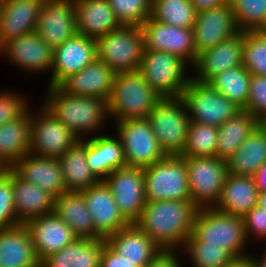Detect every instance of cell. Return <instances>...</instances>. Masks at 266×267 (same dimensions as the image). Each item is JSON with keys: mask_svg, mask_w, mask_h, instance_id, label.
<instances>
[{"mask_svg": "<svg viewBox=\"0 0 266 267\" xmlns=\"http://www.w3.org/2000/svg\"><path fill=\"white\" fill-rule=\"evenodd\" d=\"M218 127L190 122L182 157H216Z\"/></svg>", "mask_w": 266, "mask_h": 267, "instance_id": "cell-40", "label": "cell"}, {"mask_svg": "<svg viewBox=\"0 0 266 267\" xmlns=\"http://www.w3.org/2000/svg\"><path fill=\"white\" fill-rule=\"evenodd\" d=\"M259 207L266 210V192H262L258 194V204Z\"/></svg>", "mask_w": 266, "mask_h": 267, "instance_id": "cell-54", "label": "cell"}, {"mask_svg": "<svg viewBox=\"0 0 266 267\" xmlns=\"http://www.w3.org/2000/svg\"><path fill=\"white\" fill-rule=\"evenodd\" d=\"M260 125H261V126L265 129V131H266V121L260 123Z\"/></svg>", "mask_w": 266, "mask_h": 267, "instance_id": "cell-56", "label": "cell"}, {"mask_svg": "<svg viewBox=\"0 0 266 267\" xmlns=\"http://www.w3.org/2000/svg\"><path fill=\"white\" fill-rule=\"evenodd\" d=\"M115 135L120 139L126 167L145 168L163 159L166 154L147 119L114 122Z\"/></svg>", "mask_w": 266, "mask_h": 267, "instance_id": "cell-12", "label": "cell"}, {"mask_svg": "<svg viewBox=\"0 0 266 267\" xmlns=\"http://www.w3.org/2000/svg\"><path fill=\"white\" fill-rule=\"evenodd\" d=\"M38 107L31 108L29 153L59 159L80 139L42 103Z\"/></svg>", "mask_w": 266, "mask_h": 267, "instance_id": "cell-10", "label": "cell"}, {"mask_svg": "<svg viewBox=\"0 0 266 267\" xmlns=\"http://www.w3.org/2000/svg\"><path fill=\"white\" fill-rule=\"evenodd\" d=\"M20 225L14 209L12 169L5 168L0 174V229Z\"/></svg>", "mask_w": 266, "mask_h": 267, "instance_id": "cell-44", "label": "cell"}, {"mask_svg": "<svg viewBox=\"0 0 266 267\" xmlns=\"http://www.w3.org/2000/svg\"><path fill=\"white\" fill-rule=\"evenodd\" d=\"M144 50L163 51L178 55L191 67L198 54L194 46L193 29L171 26L149 17L142 25Z\"/></svg>", "mask_w": 266, "mask_h": 267, "instance_id": "cell-15", "label": "cell"}, {"mask_svg": "<svg viewBox=\"0 0 266 267\" xmlns=\"http://www.w3.org/2000/svg\"><path fill=\"white\" fill-rule=\"evenodd\" d=\"M191 201L198 208H212L218 202L226 177L227 162L218 157H184Z\"/></svg>", "mask_w": 266, "mask_h": 267, "instance_id": "cell-11", "label": "cell"}, {"mask_svg": "<svg viewBox=\"0 0 266 267\" xmlns=\"http://www.w3.org/2000/svg\"><path fill=\"white\" fill-rule=\"evenodd\" d=\"M239 31L266 29V0H228Z\"/></svg>", "mask_w": 266, "mask_h": 267, "instance_id": "cell-42", "label": "cell"}, {"mask_svg": "<svg viewBox=\"0 0 266 267\" xmlns=\"http://www.w3.org/2000/svg\"><path fill=\"white\" fill-rule=\"evenodd\" d=\"M35 32L53 50L77 34L74 0H45Z\"/></svg>", "mask_w": 266, "mask_h": 267, "instance_id": "cell-18", "label": "cell"}, {"mask_svg": "<svg viewBox=\"0 0 266 267\" xmlns=\"http://www.w3.org/2000/svg\"><path fill=\"white\" fill-rule=\"evenodd\" d=\"M191 66L178 55L144 50L139 72L162 98L181 97L192 75ZM187 68V69H186ZM188 70V73H186Z\"/></svg>", "mask_w": 266, "mask_h": 267, "instance_id": "cell-5", "label": "cell"}, {"mask_svg": "<svg viewBox=\"0 0 266 267\" xmlns=\"http://www.w3.org/2000/svg\"><path fill=\"white\" fill-rule=\"evenodd\" d=\"M259 123L266 121V76L251 75L246 108Z\"/></svg>", "mask_w": 266, "mask_h": 267, "instance_id": "cell-46", "label": "cell"}, {"mask_svg": "<svg viewBox=\"0 0 266 267\" xmlns=\"http://www.w3.org/2000/svg\"><path fill=\"white\" fill-rule=\"evenodd\" d=\"M100 267H137L127 257L118 255L107 244L101 254Z\"/></svg>", "mask_w": 266, "mask_h": 267, "instance_id": "cell-49", "label": "cell"}, {"mask_svg": "<svg viewBox=\"0 0 266 267\" xmlns=\"http://www.w3.org/2000/svg\"><path fill=\"white\" fill-rule=\"evenodd\" d=\"M243 32L200 53L192 66V78L208 83L226 70L243 65ZM195 72V73H194ZM194 73V74H193Z\"/></svg>", "mask_w": 266, "mask_h": 267, "instance_id": "cell-19", "label": "cell"}, {"mask_svg": "<svg viewBox=\"0 0 266 267\" xmlns=\"http://www.w3.org/2000/svg\"><path fill=\"white\" fill-rule=\"evenodd\" d=\"M54 50L32 32L17 38H12L0 47V56L9 64L25 74L42 75L44 72L51 75Z\"/></svg>", "mask_w": 266, "mask_h": 267, "instance_id": "cell-14", "label": "cell"}, {"mask_svg": "<svg viewBox=\"0 0 266 267\" xmlns=\"http://www.w3.org/2000/svg\"><path fill=\"white\" fill-rule=\"evenodd\" d=\"M97 59L96 39L80 33L54 49L53 66L47 87L59 86L71 74L81 71Z\"/></svg>", "mask_w": 266, "mask_h": 267, "instance_id": "cell-16", "label": "cell"}, {"mask_svg": "<svg viewBox=\"0 0 266 267\" xmlns=\"http://www.w3.org/2000/svg\"><path fill=\"white\" fill-rule=\"evenodd\" d=\"M86 160L94 175L103 181L111 172L126 167L123 146L113 134H103L86 139Z\"/></svg>", "mask_w": 266, "mask_h": 267, "instance_id": "cell-27", "label": "cell"}, {"mask_svg": "<svg viewBox=\"0 0 266 267\" xmlns=\"http://www.w3.org/2000/svg\"><path fill=\"white\" fill-rule=\"evenodd\" d=\"M59 162L67 192H82L100 182L87 164L86 139L69 148Z\"/></svg>", "mask_w": 266, "mask_h": 267, "instance_id": "cell-34", "label": "cell"}, {"mask_svg": "<svg viewBox=\"0 0 266 267\" xmlns=\"http://www.w3.org/2000/svg\"><path fill=\"white\" fill-rule=\"evenodd\" d=\"M96 42L97 59L116 74L139 70L144 51L141 26L121 25Z\"/></svg>", "mask_w": 266, "mask_h": 267, "instance_id": "cell-6", "label": "cell"}, {"mask_svg": "<svg viewBox=\"0 0 266 267\" xmlns=\"http://www.w3.org/2000/svg\"><path fill=\"white\" fill-rule=\"evenodd\" d=\"M181 250L161 249L145 267H183Z\"/></svg>", "mask_w": 266, "mask_h": 267, "instance_id": "cell-48", "label": "cell"}, {"mask_svg": "<svg viewBox=\"0 0 266 267\" xmlns=\"http://www.w3.org/2000/svg\"><path fill=\"white\" fill-rule=\"evenodd\" d=\"M105 241L114 252L127 257L137 267H145L161 250L135 223L108 236Z\"/></svg>", "mask_w": 266, "mask_h": 267, "instance_id": "cell-26", "label": "cell"}, {"mask_svg": "<svg viewBox=\"0 0 266 267\" xmlns=\"http://www.w3.org/2000/svg\"><path fill=\"white\" fill-rule=\"evenodd\" d=\"M54 212L71 228L77 238L102 239L95 231L82 192H64L55 198Z\"/></svg>", "mask_w": 266, "mask_h": 267, "instance_id": "cell-32", "label": "cell"}, {"mask_svg": "<svg viewBox=\"0 0 266 267\" xmlns=\"http://www.w3.org/2000/svg\"><path fill=\"white\" fill-rule=\"evenodd\" d=\"M190 1L195 6L196 11L198 12L205 9L219 7L224 3H226L228 0H190Z\"/></svg>", "mask_w": 266, "mask_h": 267, "instance_id": "cell-50", "label": "cell"}, {"mask_svg": "<svg viewBox=\"0 0 266 267\" xmlns=\"http://www.w3.org/2000/svg\"><path fill=\"white\" fill-rule=\"evenodd\" d=\"M228 173L254 176L266 162V131L259 124L238 150L226 161Z\"/></svg>", "mask_w": 266, "mask_h": 267, "instance_id": "cell-35", "label": "cell"}, {"mask_svg": "<svg viewBox=\"0 0 266 267\" xmlns=\"http://www.w3.org/2000/svg\"><path fill=\"white\" fill-rule=\"evenodd\" d=\"M191 267H225L234 257L223 246L205 245L191 234L181 247Z\"/></svg>", "mask_w": 266, "mask_h": 267, "instance_id": "cell-39", "label": "cell"}, {"mask_svg": "<svg viewBox=\"0 0 266 267\" xmlns=\"http://www.w3.org/2000/svg\"><path fill=\"white\" fill-rule=\"evenodd\" d=\"M162 99L137 71L117 73L108 99V113L113 122L147 119Z\"/></svg>", "mask_w": 266, "mask_h": 267, "instance_id": "cell-3", "label": "cell"}, {"mask_svg": "<svg viewBox=\"0 0 266 267\" xmlns=\"http://www.w3.org/2000/svg\"><path fill=\"white\" fill-rule=\"evenodd\" d=\"M31 107L19 119L0 126V163L11 168L30 152Z\"/></svg>", "mask_w": 266, "mask_h": 267, "instance_id": "cell-33", "label": "cell"}, {"mask_svg": "<svg viewBox=\"0 0 266 267\" xmlns=\"http://www.w3.org/2000/svg\"><path fill=\"white\" fill-rule=\"evenodd\" d=\"M243 220L247 240L250 242L255 239V242L261 243L264 241L266 245V210L256 205L243 217Z\"/></svg>", "mask_w": 266, "mask_h": 267, "instance_id": "cell-47", "label": "cell"}, {"mask_svg": "<svg viewBox=\"0 0 266 267\" xmlns=\"http://www.w3.org/2000/svg\"><path fill=\"white\" fill-rule=\"evenodd\" d=\"M78 33L98 39L121 26L108 0H74Z\"/></svg>", "mask_w": 266, "mask_h": 267, "instance_id": "cell-28", "label": "cell"}, {"mask_svg": "<svg viewBox=\"0 0 266 267\" xmlns=\"http://www.w3.org/2000/svg\"><path fill=\"white\" fill-rule=\"evenodd\" d=\"M5 0H0V6H1V4L4 2Z\"/></svg>", "mask_w": 266, "mask_h": 267, "instance_id": "cell-57", "label": "cell"}, {"mask_svg": "<svg viewBox=\"0 0 266 267\" xmlns=\"http://www.w3.org/2000/svg\"><path fill=\"white\" fill-rule=\"evenodd\" d=\"M225 267H256V262L251 254L243 257L234 258Z\"/></svg>", "mask_w": 266, "mask_h": 267, "instance_id": "cell-52", "label": "cell"}, {"mask_svg": "<svg viewBox=\"0 0 266 267\" xmlns=\"http://www.w3.org/2000/svg\"><path fill=\"white\" fill-rule=\"evenodd\" d=\"M95 231L104 239L130 223L120 213L109 187L100 181L82 191Z\"/></svg>", "mask_w": 266, "mask_h": 267, "instance_id": "cell-21", "label": "cell"}, {"mask_svg": "<svg viewBox=\"0 0 266 267\" xmlns=\"http://www.w3.org/2000/svg\"><path fill=\"white\" fill-rule=\"evenodd\" d=\"M257 118L242 109L218 127L216 157L227 161L259 125Z\"/></svg>", "mask_w": 266, "mask_h": 267, "instance_id": "cell-36", "label": "cell"}, {"mask_svg": "<svg viewBox=\"0 0 266 267\" xmlns=\"http://www.w3.org/2000/svg\"><path fill=\"white\" fill-rule=\"evenodd\" d=\"M25 96L23 92L19 94L18 91L15 92V90L8 88L0 90V126L9 121L19 119L30 109L31 100Z\"/></svg>", "mask_w": 266, "mask_h": 267, "instance_id": "cell-45", "label": "cell"}, {"mask_svg": "<svg viewBox=\"0 0 266 267\" xmlns=\"http://www.w3.org/2000/svg\"><path fill=\"white\" fill-rule=\"evenodd\" d=\"M146 202L191 200L184 157L166 155L144 168Z\"/></svg>", "mask_w": 266, "mask_h": 267, "instance_id": "cell-7", "label": "cell"}, {"mask_svg": "<svg viewBox=\"0 0 266 267\" xmlns=\"http://www.w3.org/2000/svg\"><path fill=\"white\" fill-rule=\"evenodd\" d=\"M116 73L96 59L81 71L71 74L59 86L77 96L96 97L108 101Z\"/></svg>", "mask_w": 266, "mask_h": 267, "instance_id": "cell-24", "label": "cell"}, {"mask_svg": "<svg viewBox=\"0 0 266 267\" xmlns=\"http://www.w3.org/2000/svg\"><path fill=\"white\" fill-rule=\"evenodd\" d=\"M5 171V166L0 163V174Z\"/></svg>", "mask_w": 266, "mask_h": 267, "instance_id": "cell-55", "label": "cell"}, {"mask_svg": "<svg viewBox=\"0 0 266 267\" xmlns=\"http://www.w3.org/2000/svg\"><path fill=\"white\" fill-rule=\"evenodd\" d=\"M106 244L104 238H76L60 251L39 260L38 267H100L101 254Z\"/></svg>", "mask_w": 266, "mask_h": 267, "instance_id": "cell-31", "label": "cell"}, {"mask_svg": "<svg viewBox=\"0 0 266 267\" xmlns=\"http://www.w3.org/2000/svg\"><path fill=\"white\" fill-rule=\"evenodd\" d=\"M264 247L263 249H265ZM264 252L259 256L258 254H252V257L254 258L256 262V267H266V250H263Z\"/></svg>", "mask_w": 266, "mask_h": 267, "instance_id": "cell-53", "label": "cell"}, {"mask_svg": "<svg viewBox=\"0 0 266 267\" xmlns=\"http://www.w3.org/2000/svg\"><path fill=\"white\" fill-rule=\"evenodd\" d=\"M123 217L131 224L141 216L146 204L144 168L123 167L111 172L104 180Z\"/></svg>", "mask_w": 266, "mask_h": 267, "instance_id": "cell-13", "label": "cell"}, {"mask_svg": "<svg viewBox=\"0 0 266 267\" xmlns=\"http://www.w3.org/2000/svg\"><path fill=\"white\" fill-rule=\"evenodd\" d=\"M197 210L191 200L146 202L135 224L161 249L180 250L192 234Z\"/></svg>", "mask_w": 266, "mask_h": 267, "instance_id": "cell-1", "label": "cell"}, {"mask_svg": "<svg viewBox=\"0 0 266 267\" xmlns=\"http://www.w3.org/2000/svg\"><path fill=\"white\" fill-rule=\"evenodd\" d=\"M192 234L205 245L223 246L234 258L251 254L241 217L212 208H198Z\"/></svg>", "mask_w": 266, "mask_h": 267, "instance_id": "cell-4", "label": "cell"}, {"mask_svg": "<svg viewBox=\"0 0 266 267\" xmlns=\"http://www.w3.org/2000/svg\"><path fill=\"white\" fill-rule=\"evenodd\" d=\"M11 169L24 181L48 191L55 198L66 192L62 168L57 158L39 157L28 153Z\"/></svg>", "mask_w": 266, "mask_h": 267, "instance_id": "cell-23", "label": "cell"}, {"mask_svg": "<svg viewBox=\"0 0 266 267\" xmlns=\"http://www.w3.org/2000/svg\"><path fill=\"white\" fill-rule=\"evenodd\" d=\"M254 180L259 193L266 192V162L263 163L254 175Z\"/></svg>", "mask_w": 266, "mask_h": 267, "instance_id": "cell-51", "label": "cell"}, {"mask_svg": "<svg viewBox=\"0 0 266 267\" xmlns=\"http://www.w3.org/2000/svg\"><path fill=\"white\" fill-rule=\"evenodd\" d=\"M251 74L242 66L226 70L208 83L241 109L246 108Z\"/></svg>", "mask_w": 266, "mask_h": 267, "instance_id": "cell-37", "label": "cell"}, {"mask_svg": "<svg viewBox=\"0 0 266 267\" xmlns=\"http://www.w3.org/2000/svg\"><path fill=\"white\" fill-rule=\"evenodd\" d=\"M45 0H5L0 6V47L12 38L36 31Z\"/></svg>", "mask_w": 266, "mask_h": 267, "instance_id": "cell-22", "label": "cell"}, {"mask_svg": "<svg viewBox=\"0 0 266 267\" xmlns=\"http://www.w3.org/2000/svg\"><path fill=\"white\" fill-rule=\"evenodd\" d=\"M243 66L251 75L266 76V31H243Z\"/></svg>", "mask_w": 266, "mask_h": 267, "instance_id": "cell-41", "label": "cell"}, {"mask_svg": "<svg viewBox=\"0 0 266 267\" xmlns=\"http://www.w3.org/2000/svg\"><path fill=\"white\" fill-rule=\"evenodd\" d=\"M239 32L229 1L216 8L198 11L193 26L196 52L199 55Z\"/></svg>", "mask_w": 266, "mask_h": 267, "instance_id": "cell-17", "label": "cell"}, {"mask_svg": "<svg viewBox=\"0 0 266 267\" xmlns=\"http://www.w3.org/2000/svg\"><path fill=\"white\" fill-rule=\"evenodd\" d=\"M258 194L254 176L228 173L220 198L213 208L243 218L258 204Z\"/></svg>", "mask_w": 266, "mask_h": 267, "instance_id": "cell-25", "label": "cell"}, {"mask_svg": "<svg viewBox=\"0 0 266 267\" xmlns=\"http://www.w3.org/2000/svg\"><path fill=\"white\" fill-rule=\"evenodd\" d=\"M184 101L191 122L220 127L242 109L217 92L209 83L199 82L192 77L183 89Z\"/></svg>", "mask_w": 266, "mask_h": 267, "instance_id": "cell-9", "label": "cell"}, {"mask_svg": "<svg viewBox=\"0 0 266 267\" xmlns=\"http://www.w3.org/2000/svg\"><path fill=\"white\" fill-rule=\"evenodd\" d=\"M196 13L190 0H152L151 18L171 26L193 29Z\"/></svg>", "mask_w": 266, "mask_h": 267, "instance_id": "cell-38", "label": "cell"}, {"mask_svg": "<svg viewBox=\"0 0 266 267\" xmlns=\"http://www.w3.org/2000/svg\"><path fill=\"white\" fill-rule=\"evenodd\" d=\"M24 225L30 233L38 260L60 251L77 238L55 212L32 218Z\"/></svg>", "mask_w": 266, "mask_h": 267, "instance_id": "cell-20", "label": "cell"}, {"mask_svg": "<svg viewBox=\"0 0 266 267\" xmlns=\"http://www.w3.org/2000/svg\"><path fill=\"white\" fill-rule=\"evenodd\" d=\"M121 25L141 26L151 17L152 0H108Z\"/></svg>", "mask_w": 266, "mask_h": 267, "instance_id": "cell-43", "label": "cell"}, {"mask_svg": "<svg viewBox=\"0 0 266 267\" xmlns=\"http://www.w3.org/2000/svg\"><path fill=\"white\" fill-rule=\"evenodd\" d=\"M147 120L166 155H180L187 140L190 118L181 97L162 98Z\"/></svg>", "mask_w": 266, "mask_h": 267, "instance_id": "cell-8", "label": "cell"}, {"mask_svg": "<svg viewBox=\"0 0 266 267\" xmlns=\"http://www.w3.org/2000/svg\"><path fill=\"white\" fill-rule=\"evenodd\" d=\"M45 90L41 103L80 140L100 135L111 121L108 102L102 98L72 95L60 86Z\"/></svg>", "mask_w": 266, "mask_h": 267, "instance_id": "cell-2", "label": "cell"}, {"mask_svg": "<svg viewBox=\"0 0 266 267\" xmlns=\"http://www.w3.org/2000/svg\"><path fill=\"white\" fill-rule=\"evenodd\" d=\"M30 233L24 224L0 229V267H38Z\"/></svg>", "mask_w": 266, "mask_h": 267, "instance_id": "cell-30", "label": "cell"}, {"mask_svg": "<svg viewBox=\"0 0 266 267\" xmlns=\"http://www.w3.org/2000/svg\"><path fill=\"white\" fill-rule=\"evenodd\" d=\"M14 209L20 224L54 212L55 197L48 191L24 181L12 170Z\"/></svg>", "mask_w": 266, "mask_h": 267, "instance_id": "cell-29", "label": "cell"}]
</instances>
